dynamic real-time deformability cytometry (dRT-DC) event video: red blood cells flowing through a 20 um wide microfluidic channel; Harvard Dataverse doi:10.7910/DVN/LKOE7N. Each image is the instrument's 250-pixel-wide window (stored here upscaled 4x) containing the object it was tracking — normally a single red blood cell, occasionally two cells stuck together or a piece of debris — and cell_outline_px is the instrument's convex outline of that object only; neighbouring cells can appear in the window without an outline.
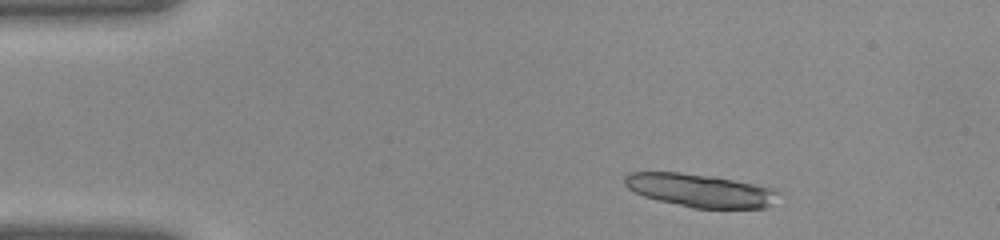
{"species": "common noctule bat (a hibernating species)", "species_latin": "Nyctalus noctula", "temperature_condition": "warm", "stored_images_in_passage": 35, "segment_of_instrument_passage": [1, 2], "camera_frame_rate_fps": 3000, "um_per_image_px": 0.085, "animal": {"sex": "female", "body_mass_g": 22.0, "forearm_length_mm": 56.7}, "frame": {"image": 1, "passage_image": 1, "time_ms": 0.0, "image_size_px": [1000, 240], "cell_outline_px": [[776, 192], [768, 208], [692, 208], [644, 196], [628, 188], [624, 184], [624, 176], [628, 172], [680, 172], [716, 176], [776, 188]], "centroid_in_image_um": [59.48, 16.17], "position_along_channel_um": 25.5, "area_um2": 29.59}}